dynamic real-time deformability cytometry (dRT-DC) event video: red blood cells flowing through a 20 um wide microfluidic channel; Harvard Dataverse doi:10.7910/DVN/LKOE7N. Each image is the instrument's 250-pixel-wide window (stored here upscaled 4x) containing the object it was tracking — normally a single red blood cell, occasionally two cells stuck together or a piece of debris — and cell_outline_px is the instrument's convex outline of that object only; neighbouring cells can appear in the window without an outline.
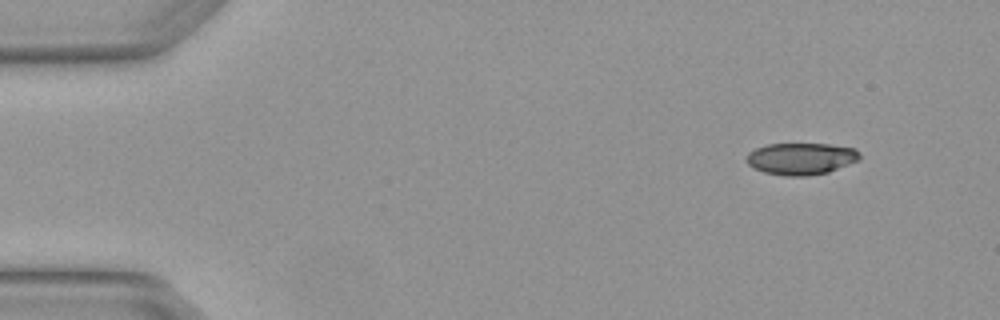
{"species": "Egyptian fruit bat (a non-hibernating species)", "species_latin": "Rousettus aegyptiacus", "temperature_condition": "warm", "stored_images_in_passage": 4, "camera_frame_rate_fps": 3000, "um_per_image_px": 0.085, "animal": {"sex": "female"}, "frame": {"image": 1, "passage_image": 4, "time_ms": 1.0, "image_size_px": [1000, 320], "cell_outline_px": [[860, 160], [828, 172], [808, 176], [784, 176], [764, 172], [748, 164], [744, 160], [748, 152], [756, 148], [768, 144], [828, 144], [856, 148], [860, 152]], "centroid_in_image_um": [68.1, 13.49], "position_along_channel_um": 16.9, "area_um2": 21.15}}